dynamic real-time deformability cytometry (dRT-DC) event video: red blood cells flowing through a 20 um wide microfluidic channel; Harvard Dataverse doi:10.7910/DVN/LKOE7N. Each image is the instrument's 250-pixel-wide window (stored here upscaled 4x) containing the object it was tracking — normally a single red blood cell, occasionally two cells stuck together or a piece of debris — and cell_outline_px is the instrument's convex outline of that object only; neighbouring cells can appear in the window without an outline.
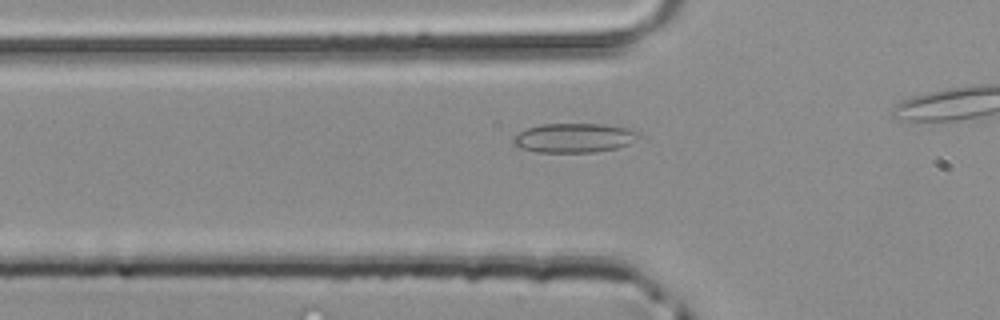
{"species": "common noctule bat (a hibernating species)", "species_latin": "Nyctalus noctula", "temperature_condition": "room temperature", "stored_images_in_passage": 8, "camera_frame_rate_fps": 3000, "um_per_image_px": 0.085, "animal": {"sex": "male", "body_mass_g": 20.4}, "frame": {"image": 1, "passage_image": 3, "time_ms": 0.667, "image_size_px": [1000, 320], "cell_outline_px": [[640, 136], [628, 144], [616, 148], [596, 152], [536, 152], [520, 148], [512, 144], [512, 136], [528, 128], [540, 124], [604, 124], [628, 128], [640, 132]], "centroid_in_image_um": [48.77, 11.72], "position_along_channel_um": 77.0, "area_um2": 21.5}}
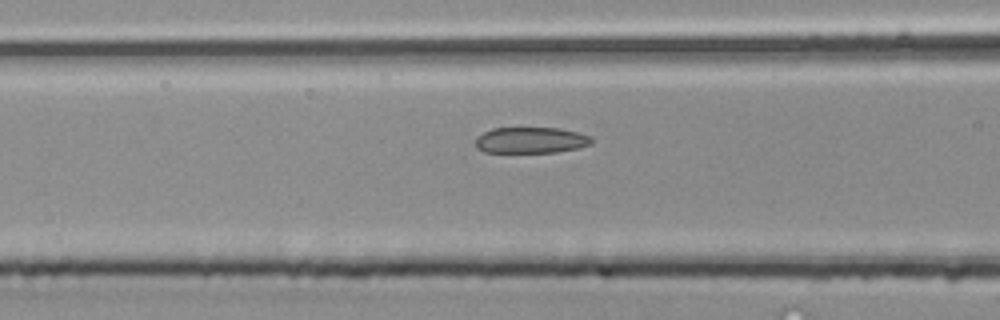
{"frame": {"image": 2, "passage_image": 6, "time_ms": 1.667, "image_size_px": [1000, 320], "cell_outline_px": [[592, 144], [580, 148], [556, 152], [484, 152], [476, 148], [476, 136], [492, 128], [560, 128], [580, 132], [592, 136]], "centroid_in_image_um": [45.16, 11.91], "position_along_channel_um": 121.4, "area_um2": 17.86}}